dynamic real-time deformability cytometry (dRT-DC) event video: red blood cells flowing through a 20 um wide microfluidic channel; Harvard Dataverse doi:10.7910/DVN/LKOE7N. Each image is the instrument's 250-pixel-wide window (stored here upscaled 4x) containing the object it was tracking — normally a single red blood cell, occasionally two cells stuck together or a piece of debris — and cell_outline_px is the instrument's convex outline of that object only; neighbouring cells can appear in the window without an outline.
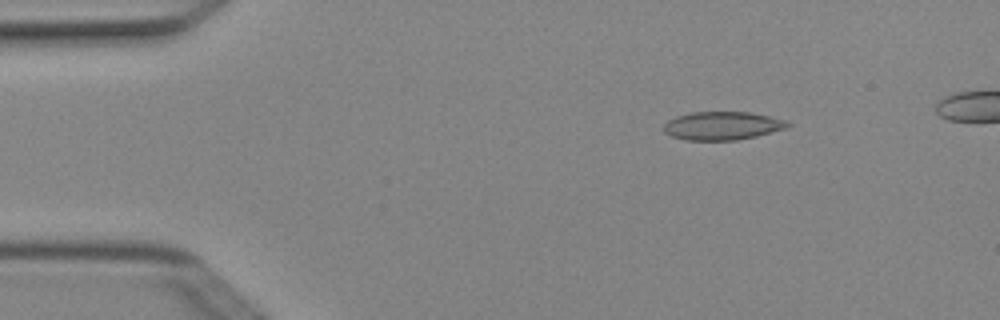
{"species": "Egyptian fruit bat (a non-hibernating species)", "species_latin": "Rousettus aegyptiacus", "temperature_condition": "cold", "stored_images_in_passage": 5, "camera_frame_rate_fps": 3000, "um_per_image_px": 0.085, "animal": {"sex": "female"}, "frame": {"image": 1, "passage_image": 2, "time_ms": 0.333, "image_size_px": [1000, 320], "cell_outline_px": [[792, 124], [784, 128], [772, 132], [756, 136], [736, 140], [684, 140], [672, 136], [664, 132], [664, 124], [668, 120], [676, 116], [692, 112], [752, 112], [788, 120]], "centroid_in_image_um": [61.41, 10.68], "position_along_channel_um": 23.6, "area_um2": 20.52}}